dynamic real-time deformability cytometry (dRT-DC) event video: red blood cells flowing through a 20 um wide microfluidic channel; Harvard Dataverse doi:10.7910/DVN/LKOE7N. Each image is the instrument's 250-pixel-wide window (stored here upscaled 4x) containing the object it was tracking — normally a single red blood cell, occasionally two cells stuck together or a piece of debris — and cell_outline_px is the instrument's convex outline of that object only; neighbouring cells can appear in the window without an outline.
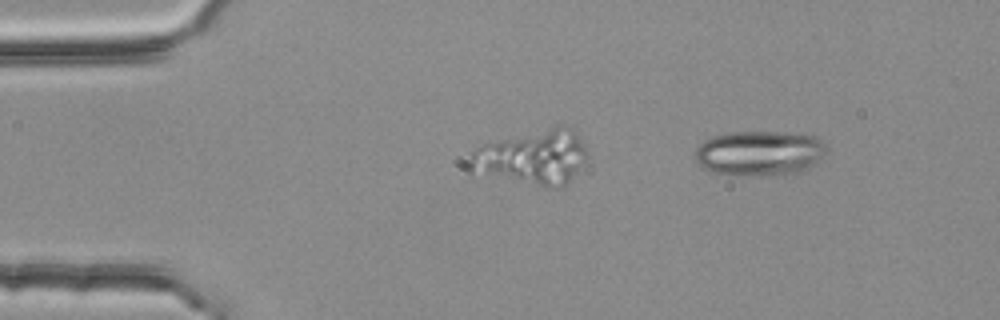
{"species": "common noctule bat (a hibernating species)", "species_latin": "Nyctalus noctula", "temperature_condition": "room temperature", "stored_images_in_passage": 5, "camera_frame_rate_fps": 3000, "um_per_image_px": 0.085, "animal": {"sex": "female", "body_mass_g": 25.1}, "frame": {"image": 1, "passage_image": 5, "time_ms": 1.333, "image_size_px": [1000, 320], "cell_outline_px": [[828, 148], [808, 168], [800, 172], [784, 176], [728, 176], [708, 172], [692, 156], [692, 152], [704, 140], [712, 136], [732, 132], [804, 132], [816, 136]], "centroid_in_image_um": [64.51, 13.04], "position_along_channel_um": 20.5, "area_um2": 35.49}}